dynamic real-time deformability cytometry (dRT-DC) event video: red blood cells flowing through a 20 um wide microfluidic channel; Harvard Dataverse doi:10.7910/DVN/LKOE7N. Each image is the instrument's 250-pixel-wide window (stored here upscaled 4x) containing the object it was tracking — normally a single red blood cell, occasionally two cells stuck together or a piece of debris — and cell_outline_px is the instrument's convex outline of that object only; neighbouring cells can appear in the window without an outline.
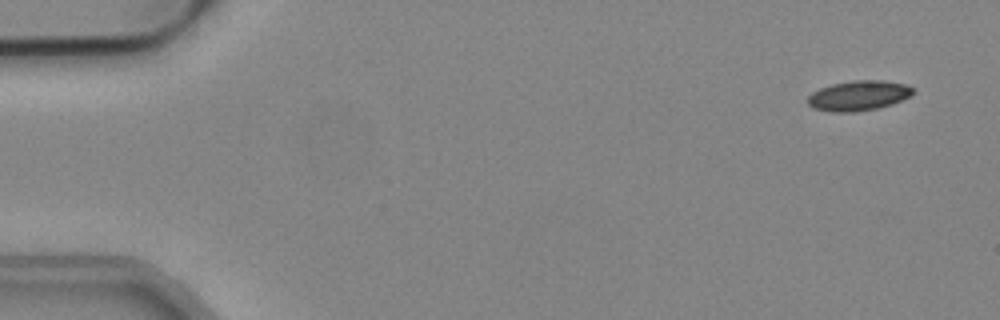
{"species": "common noctule bat (a hibernating species)", "species_latin": "Nyctalus noctula", "temperature_condition": "cold", "stored_images_in_passage": 10, "camera_frame_rate_fps": 3000, "um_per_image_px": 0.085, "animal": {"sex": "male", "body_mass_g": 19.2, "forearm_length_mm": 51.8}, "frame": {"image": 1, "passage_image": 3, "time_ms": 0.667, "image_size_px": [1000, 320], "cell_outline_px": [[916, 92], [912, 96], [892, 104], [876, 108], [856, 112], [832, 112], [812, 108], [808, 104], [808, 96], [812, 92], [820, 88], [832, 84], [852, 80], [884, 80], [904, 84], [912, 88]], "centroid_in_image_um": [72.98, 8.13], "position_along_channel_um": 12.0, "area_um2": 18.55}}